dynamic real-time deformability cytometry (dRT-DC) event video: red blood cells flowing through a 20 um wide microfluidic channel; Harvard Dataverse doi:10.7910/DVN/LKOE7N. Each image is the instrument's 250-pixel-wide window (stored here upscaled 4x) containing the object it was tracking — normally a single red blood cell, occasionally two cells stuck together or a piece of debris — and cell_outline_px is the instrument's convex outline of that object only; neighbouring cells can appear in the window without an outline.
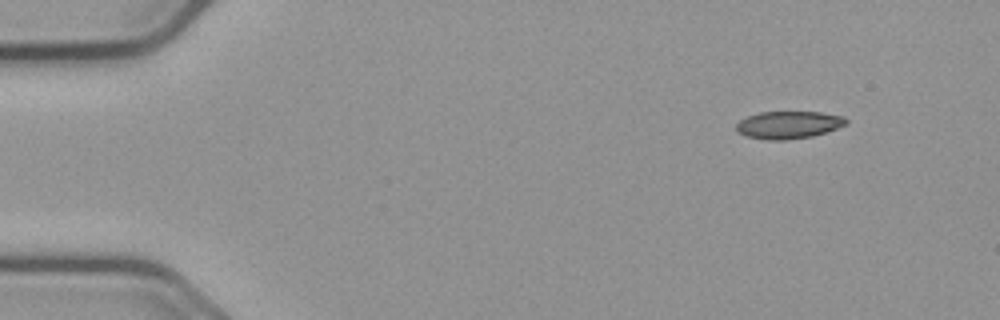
{"species": "common noctule bat (a hibernating species)", "species_latin": "Nyctalus noctula", "temperature_condition": "cold", "stored_images_in_passage": 8, "camera_frame_rate_fps": 3000, "um_per_image_px": 0.085, "animal": {"sex": "male", "body_mass_g": 23.1, "forearm_length_mm": 52.7}, "frame": {"image": 1, "passage_image": 1, "time_ms": 0.0, "image_size_px": [1000, 320], "cell_outline_px": [[848, 124], [812, 136], [784, 140], [768, 140], [748, 136], [736, 132], [736, 124], [740, 120], [748, 116], [760, 112], [820, 112], [844, 116], [848, 120]], "centroid_in_image_um": [67.03, 10.61], "position_along_channel_um": 18.0, "area_um2": 17.51}}